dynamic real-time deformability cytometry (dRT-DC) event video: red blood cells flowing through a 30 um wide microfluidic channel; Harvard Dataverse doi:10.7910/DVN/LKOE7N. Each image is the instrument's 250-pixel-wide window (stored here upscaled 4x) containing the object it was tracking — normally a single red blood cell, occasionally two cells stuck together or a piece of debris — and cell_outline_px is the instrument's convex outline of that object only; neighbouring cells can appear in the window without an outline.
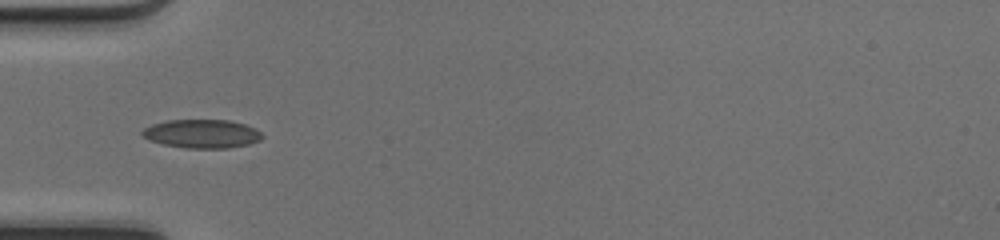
{"species": "common noctule bat (a hibernating species)", "species_latin": "Nyctalus noctula", "temperature_condition": "cold", "stored_images_in_passage": 24, "camera_frame_rate_fps": 3000, "um_per_image_px": 0.085, "animal": {"sex": "female", "body_mass_g": 17.0, "forearm_length_mm": 48.0}, "frame": {"image": 1, "passage_image": 4, "time_ms": 1.0, "image_size_px": [1000, 240], "cell_outline_px": [[264, 136], [260, 140], [248, 144], [228, 148], [188, 148], [164, 144], [148, 140], [140, 132], [144, 128], [152, 124], [168, 120], [228, 120], [244, 124], [256, 128]], "centroid_in_image_um": [17.17, 11.36], "position_along_channel_um": 67.8, "area_um2": 19.94}}